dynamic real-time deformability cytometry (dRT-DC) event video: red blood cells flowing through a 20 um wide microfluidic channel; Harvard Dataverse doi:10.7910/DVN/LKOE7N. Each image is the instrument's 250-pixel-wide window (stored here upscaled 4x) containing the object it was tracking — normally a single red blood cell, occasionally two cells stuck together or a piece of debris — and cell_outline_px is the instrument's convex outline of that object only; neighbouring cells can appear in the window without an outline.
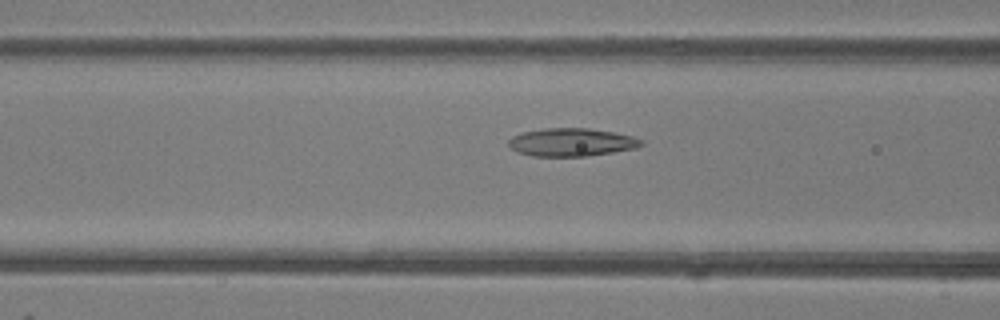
{"species": "common noctule bat (a hibernating species)", "species_latin": "Nyctalus noctula", "temperature_condition": "room temperature", "stored_images_in_passage": 50, "camera_frame_rate_fps": 3000, "um_per_image_px": 0.085, "animal": {"sex": "female"}, "frame": {"image": 1, "passage_image": 20, "time_ms": 6.333, "image_size_px": [1000, 320], "cell_outline_px": [[644, 144], [636, 148], [612, 152], [584, 156], [532, 156], [520, 152], [512, 148], [508, 144], [508, 140], [512, 136], [524, 132], [544, 128], [588, 128], [612, 132], [632, 136], [644, 140]], "centroid_in_image_um": [48.6, 12.08], "position_along_channel_um": 118.0, "area_um2": 21.5}}
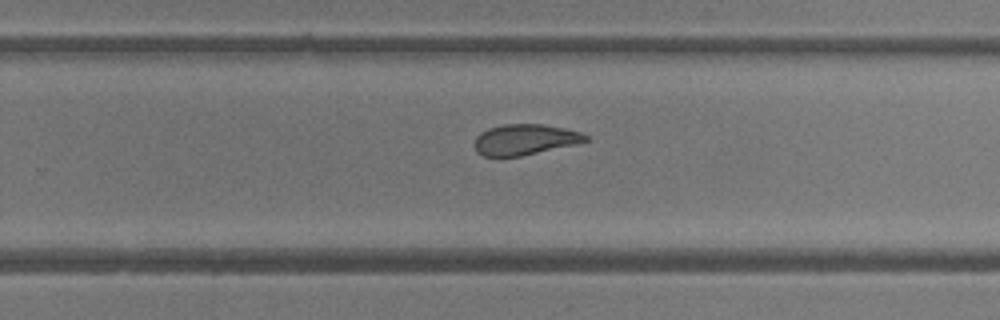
{"frame": {"image": 2, "passage_image": 32, "time_ms": 10.333, "image_size_px": [1000, 320], "cell_outline_px": [[592, 140], [576, 144], [520, 156], [484, 156], [476, 152], [476, 136], [480, 132], [488, 128], [504, 124], [544, 124], [564, 128], [580, 132], [588, 136]], "centroid_in_image_um": [44.64, 11.85], "position_along_channel_um": 285.2, "area_um2": 19.83}}
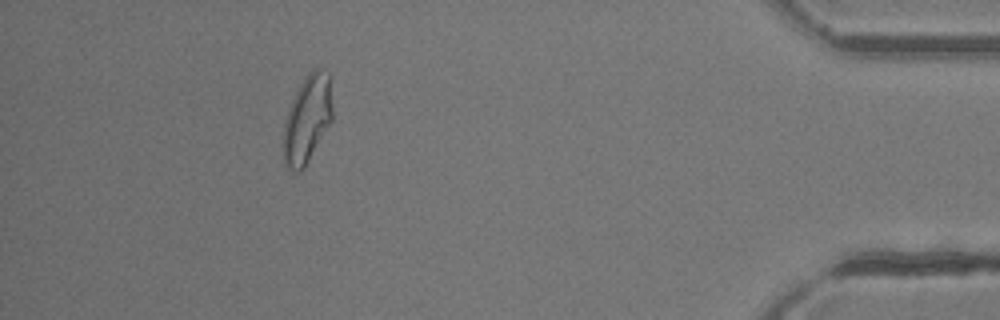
{"frame": {"image": 3, "passage_image": 45, "time_ms": 14.667, "image_size_px": [1000, 320], "cell_outline_px": [[332, 120], [304, 168], [300, 172], [296, 172], [288, 168], [284, 156], [284, 124], [288, 108], [300, 84], [308, 72], [312, 68], [320, 68], [328, 72], [332, 108]], "centroid_in_image_um": [26.12, 10.1], "position_along_channel_um": 409.1, "area_um2": 24.74}, "authors_computed_cell_mechanics": {"area_um2": 23.12, "velocity_mm_per_s": 4.1817, "shape_relaxation_time_tau1_ms": null, "shape_relaxation_time_tau2_ms": 1.8523, "deformation_change_tau1": null, "deformation_change_tau2": 0.0895}}